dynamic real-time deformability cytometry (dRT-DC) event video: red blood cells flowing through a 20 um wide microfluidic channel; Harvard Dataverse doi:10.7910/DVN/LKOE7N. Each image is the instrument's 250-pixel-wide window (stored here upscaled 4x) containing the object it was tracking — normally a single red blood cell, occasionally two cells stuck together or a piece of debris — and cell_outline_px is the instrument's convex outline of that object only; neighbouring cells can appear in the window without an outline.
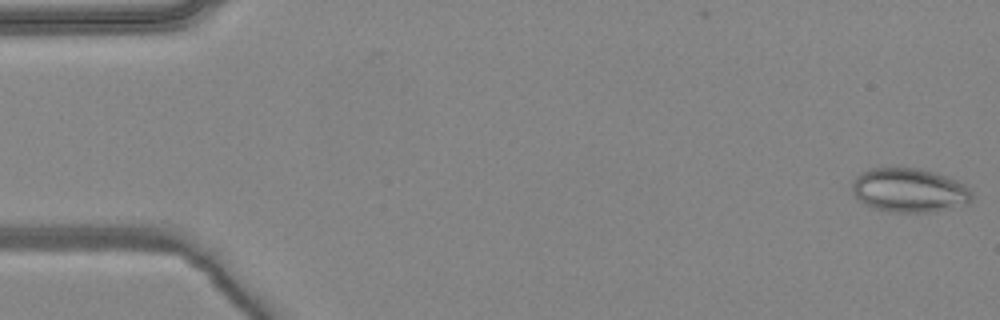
{"species": "common noctule bat (a hibernating species)", "species_latin": "Nyctalus noctula", "temperature_condition": "warm", "stored_images_in_passage": 5, "camera_frame_rate_fps": 3000, "um_per_image_px": 0.085, "animal": {"sex": "female", "body_mass_g": 24.6, "forearm_length_mm": 56.2}, "frame": {"image": 1, "passage_image": 1, "time_ms": 0.0, "image_size_px": [1000, 320], "cell_outline_px": [[972, 200], [968, 204], [928, 212], [892, 212], [872, 208], [864, 204], [856, 196], [852, 188], [852, 180], [860, 172], [872, 168], [920, 168], [936, 172], [956, 180], [964, 184], [972, 192]], "centroid_in_image_um": [77.28, 16.16], "position_along_channel_um": 7.7, "area_um2": 30.81}}